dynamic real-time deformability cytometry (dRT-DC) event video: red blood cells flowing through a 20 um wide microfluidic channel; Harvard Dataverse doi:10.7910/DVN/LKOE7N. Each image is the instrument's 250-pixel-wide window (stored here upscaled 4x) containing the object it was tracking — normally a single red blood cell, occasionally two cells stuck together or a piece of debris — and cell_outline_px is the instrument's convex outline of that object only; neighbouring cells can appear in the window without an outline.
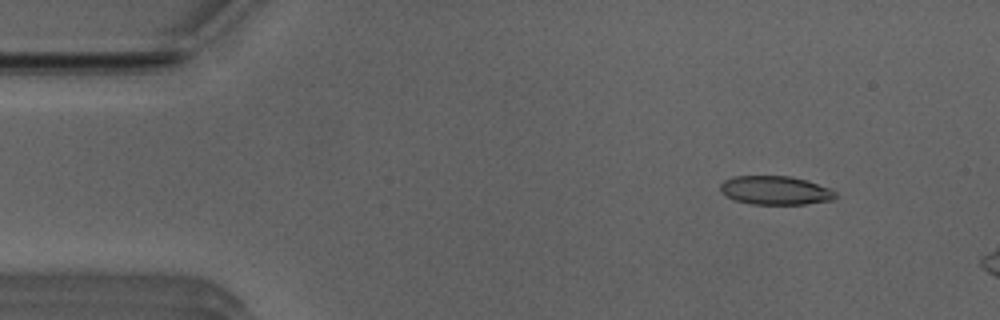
{"species": "Egyptian fruit bat (a non-hibernating species)", "species_latin": "Rousettus aegyptiacus", "temperature_condition": "room temperature", "stored_images_in_passage": 13, "camera_frame_rate_fps": 3000, "um_per_image_px": 0.085, "animal": {"sex": "male"}, "frame": {"image": 1, "passage_image": 6, "time_ms": 1.667, "image_size_px": [1000, 320], "cell_outline_px": [[836, 196], [832, 200], [804, 204], [752, 204], [732, 200], [720, 192], [720, 184], [724, 180], [732, 176], [792, 176], [808, 180], [832, 188], [836, 192]], "centroid_in_image_um": [65.9, 16.17], "position_along_channel_um": 19.1, "area_um2": 19.59}}